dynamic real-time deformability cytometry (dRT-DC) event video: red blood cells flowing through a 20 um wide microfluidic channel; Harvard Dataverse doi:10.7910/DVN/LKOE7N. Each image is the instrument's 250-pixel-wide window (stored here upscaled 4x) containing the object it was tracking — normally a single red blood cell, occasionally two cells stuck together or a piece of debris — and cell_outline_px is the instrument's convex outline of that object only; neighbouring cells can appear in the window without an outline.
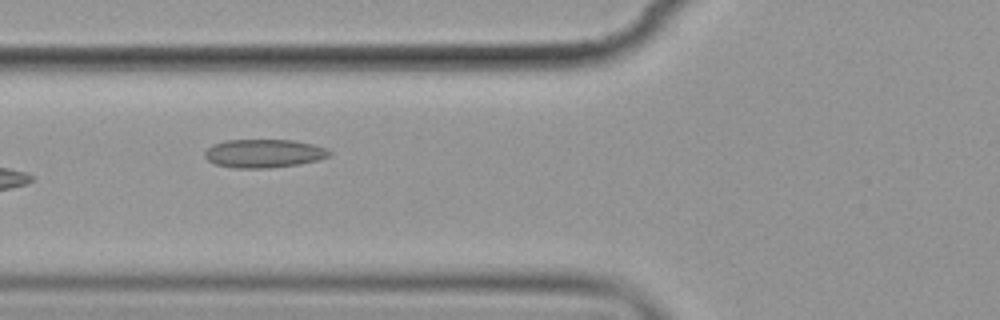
{"species": "common noctule bat (a hibernating species)", "species_latin": "Nyctalus noctula", "temperature_condition": "cold", "stored_images_in_passage": 10, "camera_frame_rate_fps": 3000, "um_per_image_px": 0.085, "animal": {"sex": "female", "body_mass_g": 19.9}, "frame": {"image": 1, "passage_image": 6, "time_ms": 6.0, "image_size_px": [1000, 320], "cell_outline_px": [[332, 156], [300, 164], [268, 168], [236, 168], [216, 164], [208, 160], [204, 156], [204, 152], [212, 144], [224, 140], [292, 140], [312, 144], [328, 148], [332, 152]], "centroid_in_image_um": [22.45, 13.04], "position_along_channel_um": 103.4, "area_um2": 20.75}}
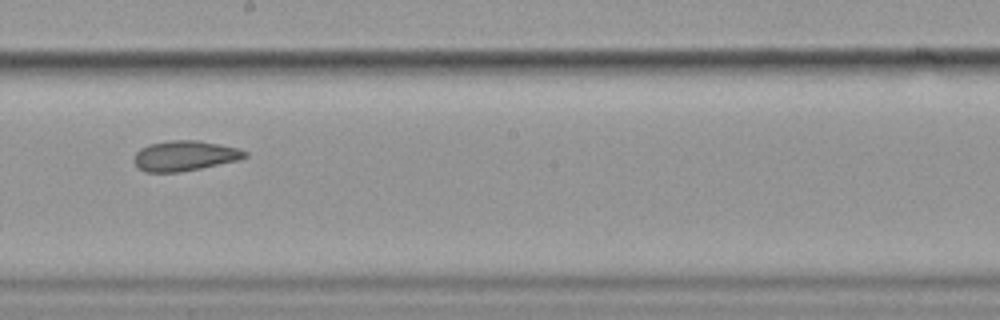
{"frame": {"image": 2, "passage_image": 9, "time_ms": 9.667, "image_size_px": [1000, 320], "cell_outline_px": [[248, 156], [240, 160], [180, 172], [144, 172], [132, 160], [136, 152], [140, 148], [148, 144], [172, 140], [196, 140], [220, 144], [236, 148], [248, 152]], "centroid_in_image_um": [15.69, 13.24], "position_along_channel_um": 232.5, "area_um2": 19.54}}
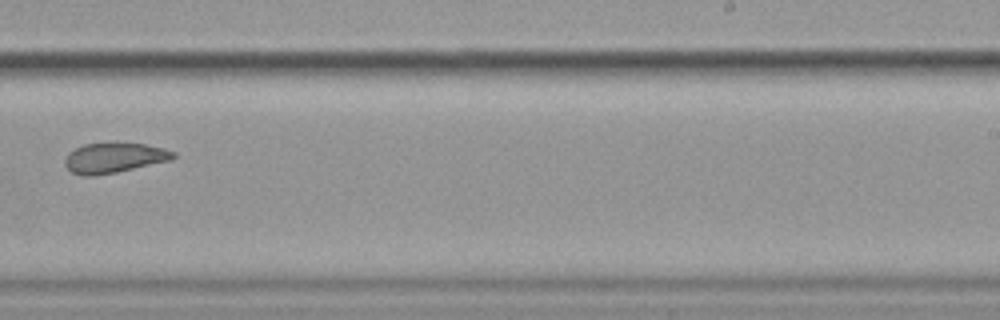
{"frame": {"image": 3, "passage_image": 10, "time_ms": 11.0, "image_size_px": [1000, 320], "cell_outline_px": [[176, 156], [172, 160], [116, 172], [92, 176], [84, 176], [72, 172], [64, 164], [64, 160], [68, 152], [84, 144], [116, 140], [144, 144], [164, 148], [176, 152]], "centroid_in_image_um": [9.71, 13.37], "position_along_channel_um": 279.3, "area_um2": 19.59}}